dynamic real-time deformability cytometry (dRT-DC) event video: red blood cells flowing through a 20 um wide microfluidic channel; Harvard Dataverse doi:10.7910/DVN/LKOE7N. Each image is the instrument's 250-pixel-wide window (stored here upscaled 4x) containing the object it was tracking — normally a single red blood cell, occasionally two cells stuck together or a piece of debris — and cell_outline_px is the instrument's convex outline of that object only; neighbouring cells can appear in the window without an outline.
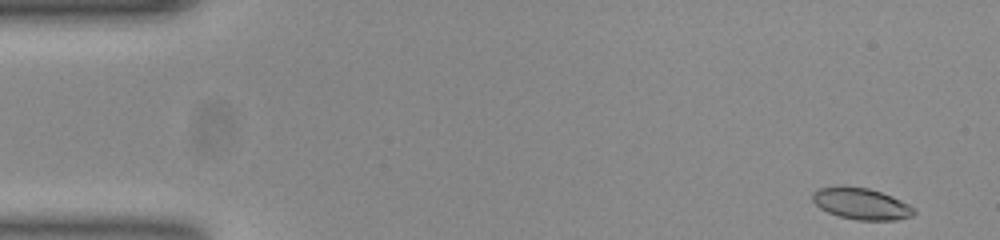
{"species": "common noctule bat (a hibernating species)", "species_latin": "Nyctalus noctula", "temperature_condition": "room temperature", "stored_images_in_passage": 51, "camera_frame_rate_fps": 3000, "um_per_image_px": 0.085, "animal": {"sex": "female", "body_mass_g": 23.0, "forearm_length_mm": 53.4}, "frame": {"image": 1, "passage_image": 1, "time_ms": 0.0, "image_size_px": [1000, 240], "cell_outline_px": [[916, 212], [912, 216], [896, 220], [860, 220], [840, 216], [828, 212], [820, 208], [812, 200], [812, 192], [820, 188], [868, 188], [892, 196], [908, 204]], "centroid_in_image_um": [73.23, 17.35], "position_along_channel_um": 11.8, "area_um2": 17.98}}
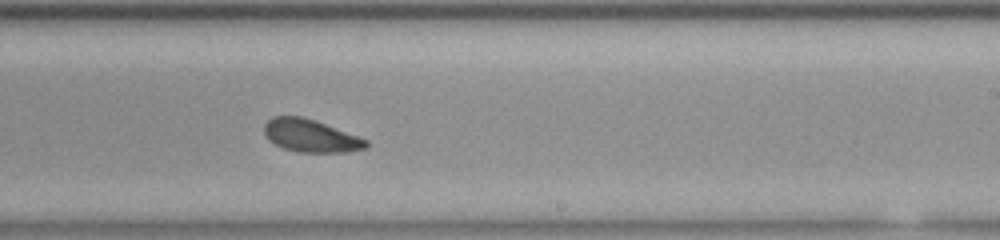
{"frame": {"image": 2, "passage_image": 30, "time_ms": 9.667, "image_size_px": [1000, 240], "cell_outline_px": [[368, 144], [364, 148], [344, 152], [300, 152], [284, 148], [268, 140], [264, 132], [264, 124], [272, 116], [300, 116], [324, 124], [368, 140]], "centroid_in_image_um": [26.35, 11.54], "position_along_channel_um": 262.6, "area_um2": 18.96}}
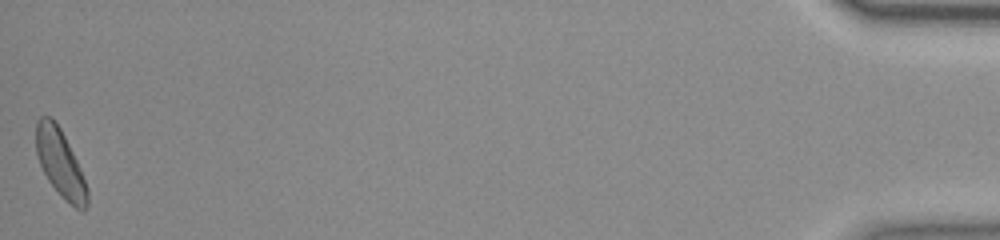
{"frame": {"image": 3, "passage_image": 51, "time_ms": 16.667, "image_size_px": [1000, 240], "cell_outline_px": [[88, 204], [84, 212], [80, 212], [48, 180], [40, 164], [36, 152], [36, 120], [40, 116], [48, 116], [60, 128], [76, 160], [88, 188]], "centroid_in_image_um": [5.12, 13.87], "position_along_channel_um": 430.1, "area_um2": 19.54}, "authors_computed_cell_mechanics": {"area_um2": 19.363, "velocity_mm_per_s": 3.832, "shape_relaxation_time_tau1_ms": 2.2699, "shape_relaxation_time_tau2_ms": 9.4904, "deformation_change_tau1": 0.0983, "deformation_change_tau2": 0.155}}